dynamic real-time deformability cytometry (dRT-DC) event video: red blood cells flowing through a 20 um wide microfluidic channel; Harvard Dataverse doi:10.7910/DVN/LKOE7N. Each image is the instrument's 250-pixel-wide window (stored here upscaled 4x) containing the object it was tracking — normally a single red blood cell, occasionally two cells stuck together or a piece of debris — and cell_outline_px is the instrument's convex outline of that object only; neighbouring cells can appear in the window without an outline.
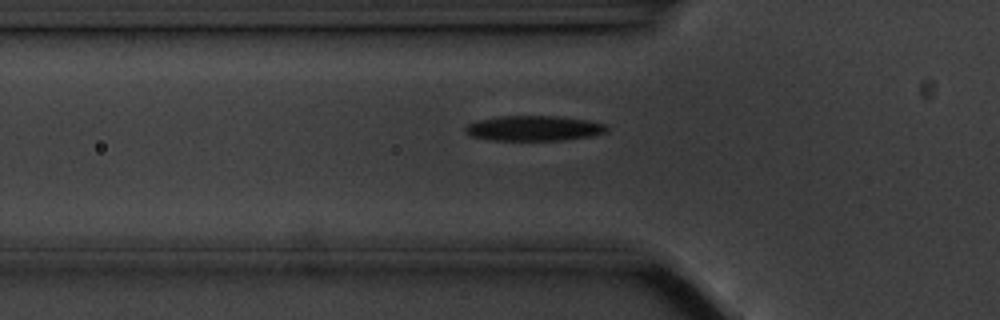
{"species": "common noctule bat (a hibernating species)", "species_latin": "Nyctalus noctula", "temperature_condition": "cold", "stored_images_in_passage": 40, "camera_frame_rate_fps": 3000, "um_per_image_px": 0.085, "animal": {"sex": "male", "body_mass_g": 20.1, "forearm_length_mm": 53.5}, "frame": {"image": 1, "passage_image": 2, "time_ms": 0.333, "image_size_px": [1000, 320], "cell_outline_px": [[608, 132], [592, 136], [560, 140], [492, 140], [472, 136], [464, 132], [464, 128], [468, 124], [476, 120], [496, 116], [556, 116], [588, 120], [604, 124], [608, 128]], "centroid_in_image_um": [45.36, 10.9], "position_along_channel_um": 80.4, "area_um2": 20.81}}
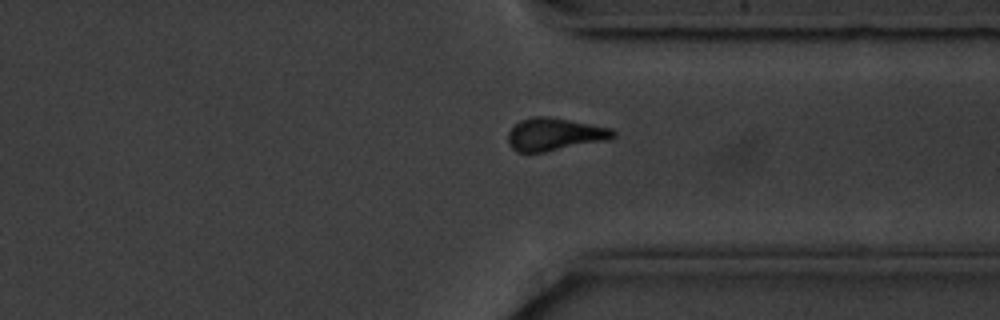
{"frame": {"image": 2, "passage_image": 26, "time_ms": 8.333, "image_size_px": [1000, 320], "cell_outline_px": [[616, 136], [608, 140], [544, 152], [516, 152], [508, 144], [508, 132], [520, 120], [532, 116], [548, 116], [612, 128], [616, 132]], "centroid_in_image_um": [47.14, 11.41], "position_along_channel_um": 364.3, "area_um2": 20.06}}
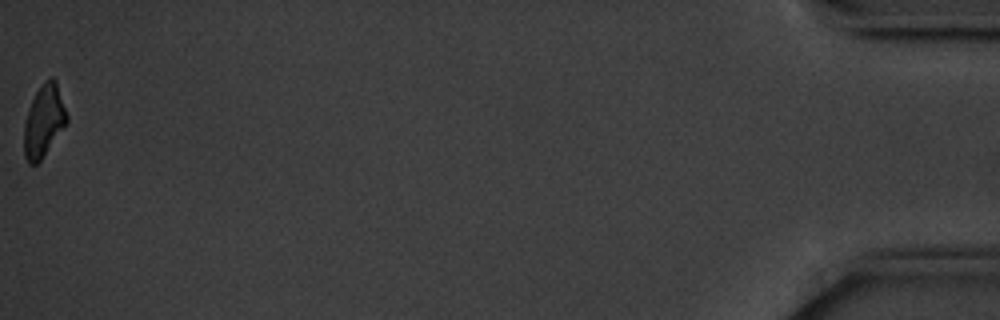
{"frame": {"image": 3, "passage_image": 40, "time_ms": 13.0, "image_size_px": [1000, 320], "cell_outline_px": [[68, 120], [40, 160], [36, 164], [28, 164], [24, 156], [24, 124], [28, 108], [36, 92], [44, 80], [48, 76], [52, 76], [56, 80], [68, 116]], "centroid_in_image_um": [3.71, 10.24], "position_along_channel_um": 431.5, "area_um2": 17.8}, "authors_computed_cell_mechanics": {"area_um2": 20.2589, "velocity_mm_per_s": 3.5439, "shape_relaxation_time_tau1_ms": 2.4828, "shape_relaxation_time_tau2_ms": null, "deformation_change_tau1": 0.113, "deformation_change_tau2": null}}